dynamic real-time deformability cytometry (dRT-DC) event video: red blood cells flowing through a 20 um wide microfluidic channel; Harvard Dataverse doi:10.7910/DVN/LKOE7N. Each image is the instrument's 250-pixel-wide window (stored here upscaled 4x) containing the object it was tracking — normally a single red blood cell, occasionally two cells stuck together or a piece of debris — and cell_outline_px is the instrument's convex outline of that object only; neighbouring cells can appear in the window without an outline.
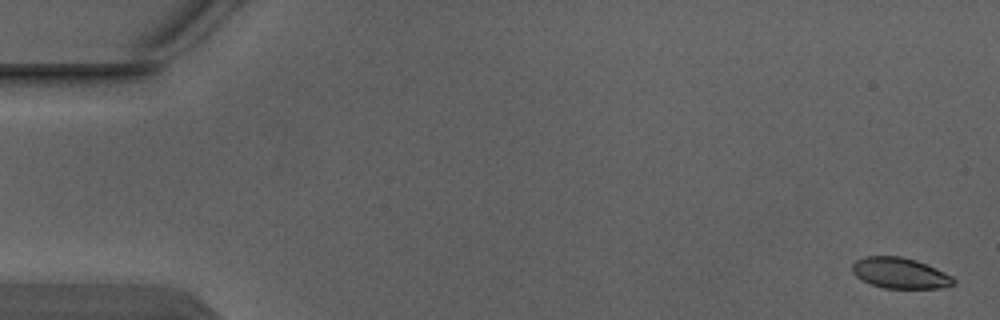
{"species": "Egyptian fruit bat (a non-hibernating species)", "species_latin": "Rousettus aegyptiacus", "temperature_condition": "warm", "stored_images_in_passage": 5, "camera_frame_rate_fps": 3000, "um_per_image_px": 0.085, "animal": {"sex": "male"}, "frame": {"image": 1, "passage_image": 1, "time_ms": 0.0, "image_size_px": [1000, 320], "cell_outline_px": [[956, 284], [944, 288], [884, 288], [872, 284], [856, 276], [852, 272], [852, 264], [856, 260], [864, 256], [900, 256], [916, 260], [936, 268], [952, 276], [956, 280]], "centroid_in_image_um": [76.53, 23.21], "position_along_channel_um": 8.5, "area_um2": 18.21}}
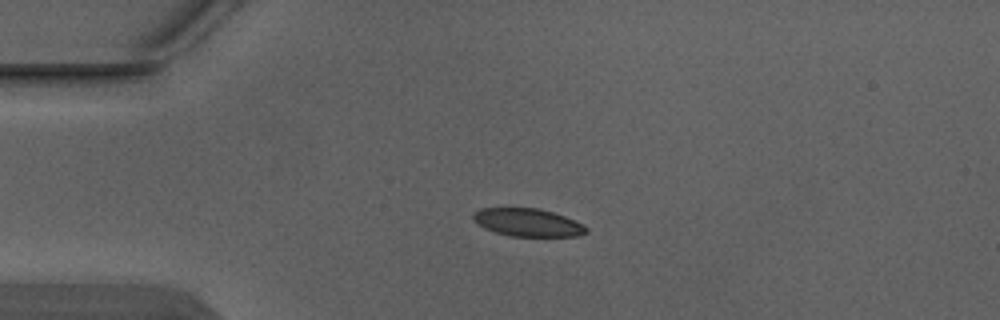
{"frame": {"image": 2, "passage_image": 4, "time_ms": 1.0, "image_size_px": [1000, 320], "cell_outline_px": [[588, 232], [580, 236], [508, 236], [484, 228], [476, 224], [472, 220], [472, 216], [480, 208], [540, 208], [564, 216], [588, 228]], "centroid_in_image_um": [44.82, 18.91], "position_along_channel_um": 40.2, "area_um2": 18.32}}